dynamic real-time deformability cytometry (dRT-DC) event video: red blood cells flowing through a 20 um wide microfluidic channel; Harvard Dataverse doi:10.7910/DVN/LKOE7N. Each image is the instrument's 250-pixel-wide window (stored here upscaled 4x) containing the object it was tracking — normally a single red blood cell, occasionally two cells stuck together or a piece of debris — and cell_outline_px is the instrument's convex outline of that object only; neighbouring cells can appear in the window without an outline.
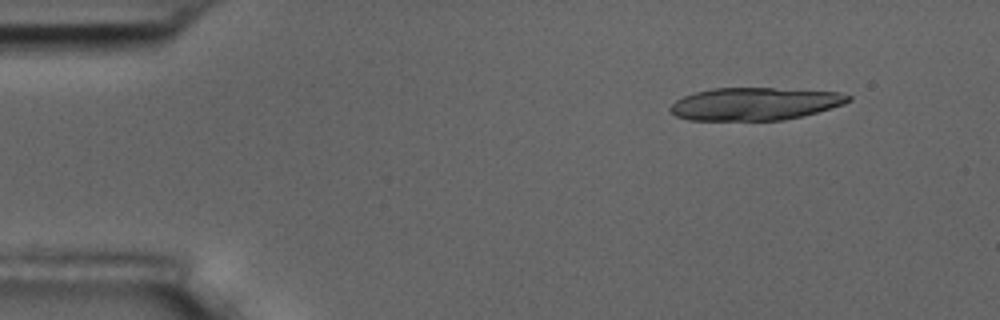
{"species": "common noctule bat (a hibernating species)", "species_latin": "Nyctalus noctula", "temperature_condition": "room temperature", "stored_images_in_passage": 5, "camera_frame_rate_fps": 3000, "um_per_image_px": 0.085, "animal": {"sex": "male", "body_mass_g": 17.5, "forearm_length_mm": 52.3}, "frame": {"image": 1, "passage_image": 2, "time_ms": 1.0, "image_size_px": [1000, 320], "cell_outline_px": [[852, 100], [844, 104], [816, 112], [784, 120], [688, 120], [676, 116], [668, 112], [668, 108], [676, 100], [684, 96], [696, 92], [712, 88], [772, 88], [840, 92], [852, 96]], "centroid_in_image_um": [64.13, 8.83], "position_along_channel_um": 20.9, "area_um2": 33.87}}
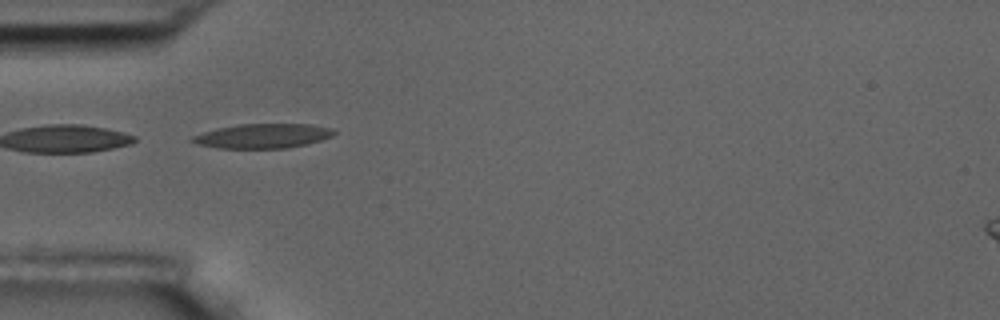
{"frame": {"image": 2, "passage_image": 5, "time_ms": 4.667, "image_size_px": [1000, 320], "cell_outline_px": [[336, 132], [332, 136], [320, 140], [288, 148], [220, 148], [196, 144], [188, 140], [192, 136], [216, 128], [240, 124], [312, 124], [332, 128]], "centroid_in_image_um": [22.31, 11.55], "position_along_channel_um": 62.7, "area_um2": 20.17}}